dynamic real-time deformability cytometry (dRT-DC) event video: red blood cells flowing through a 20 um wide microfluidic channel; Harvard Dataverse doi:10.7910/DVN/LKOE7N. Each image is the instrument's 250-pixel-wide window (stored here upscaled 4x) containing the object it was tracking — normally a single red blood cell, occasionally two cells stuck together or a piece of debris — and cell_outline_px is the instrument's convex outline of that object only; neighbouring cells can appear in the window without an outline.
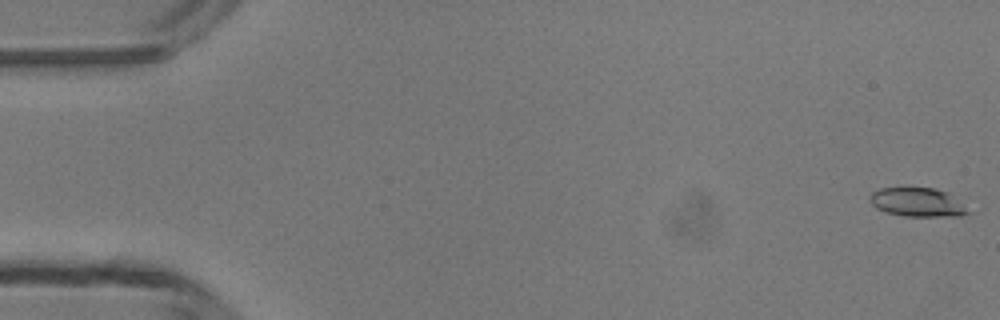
{"species": "common noctule bat (a hibernating species)", "species_latin": "Nyctalus noctula", "temperature_condition": "room temperature", "stored_images_in_passage": 9, "camera_frame_rate_fps": 3000, "um_per_image_px": 0.085, "animal": {"sex": "male", "body_mass_g": 13.3}, "frame": {"image": 1, "passage_image": 1, "time_ms": 0.0, "image_size_px": [1000, 320], "cell_outline_px": [[972, 212], [960, 216], [904, 216], [884, 212], [876, 208], [868, 200], [872, 192], [880, 188], [932, 188], [948, 192]], "centroid_in_image_um": [77.97, 17.2], "position_along_channel_um": 7.0, "area_um2": 16.53}}